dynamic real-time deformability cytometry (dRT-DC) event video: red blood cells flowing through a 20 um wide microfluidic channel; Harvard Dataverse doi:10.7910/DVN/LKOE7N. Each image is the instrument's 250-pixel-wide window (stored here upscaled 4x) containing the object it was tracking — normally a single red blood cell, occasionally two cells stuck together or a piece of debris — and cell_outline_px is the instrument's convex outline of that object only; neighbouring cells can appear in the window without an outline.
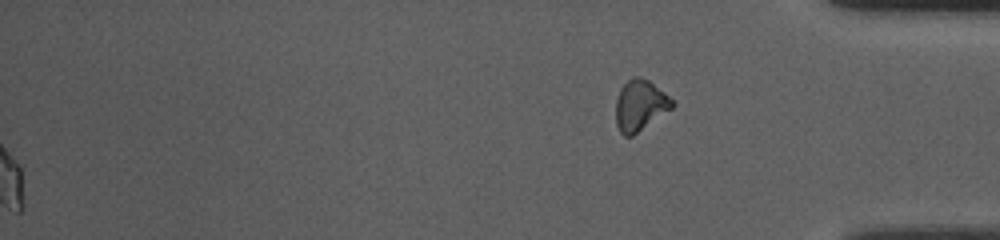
{"species": "common noctule bat (a hibernating species)", "species_latin": "Nyctalus noctula", "temperature_condition": "room temperature", "stored_images_in_passage": 48, "segment_of_instrument_passage": [2, 2], "camera_frame_rate_fps": 3000, "um_per_image_px": 0.085, "animal": {"sex": "female", "body_mass_g": 10.0, "forearm_length_mm": 53.1}, "frame": {"image": 1, "passage_image": 48, "time_ms": 15.667, "image_size_px": [1000, 240], "cell_outline_px": [[676, 104], [672, 108], [632, 136], [624, 136], [620, 132], [616, 124], [616, 100], [620, 88], [632, 76], [640, 76], [648, 80], [664, 92]], "centroid_in_image_um": [54.39, 8.95], "position_along_channel_um": 380.8, "area_um2": 16.59}}